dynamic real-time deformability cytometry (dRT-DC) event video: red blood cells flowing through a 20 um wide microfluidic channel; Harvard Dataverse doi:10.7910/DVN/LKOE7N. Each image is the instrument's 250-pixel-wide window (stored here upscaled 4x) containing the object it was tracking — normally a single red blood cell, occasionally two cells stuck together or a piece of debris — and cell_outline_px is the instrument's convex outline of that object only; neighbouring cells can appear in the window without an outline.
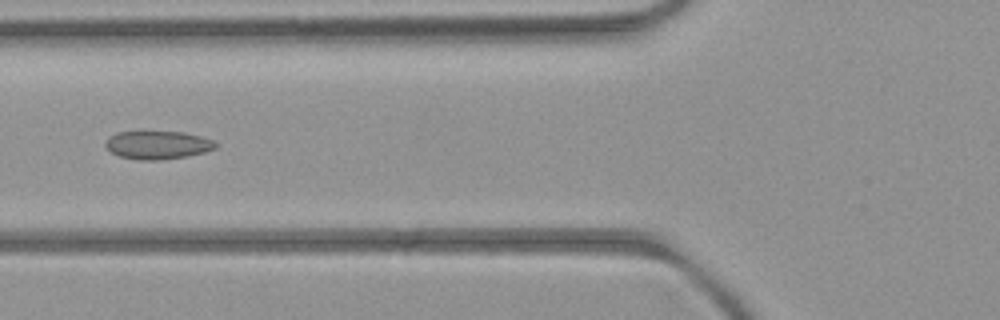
{"species": "common noctule bat (a hibernating species)", "species_latin": "Nyctalus noctula", "temperature_condition": "room temperature", "stored_images_in_passage": 7, "camera_frame_rate_fps": 3000, "um_per_image_px": 0.085, "animal": {"sex": "female", "body_mass_g": 21.9}, "frame": {"image": 1, "passage_image": 6, "time_ms": 6.0, "image_size_px": [1000, 320], "cell_outline_px": [[220, 144], [216, 148], [204, 152], [188, 156], [160, 160], [140, 160], [120, 156], [112, 152], [104, 144], [116, 132], [184, 132], [216, 140]], "centroid_in_image_um": [13.49, 12.33], "position_along_channel_um": 112.3, "area_um2": 18.03}}
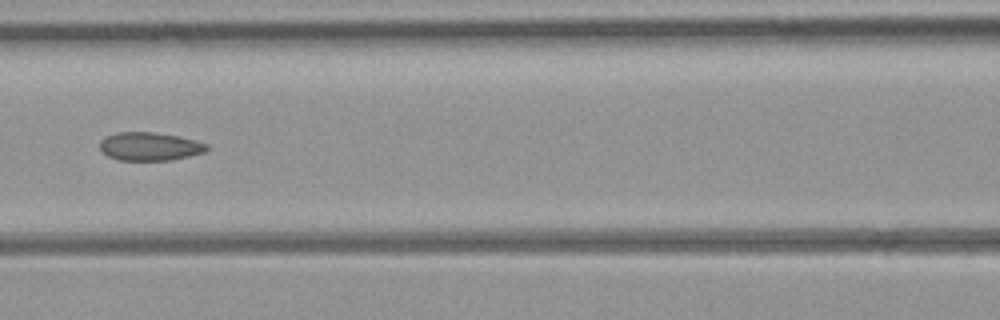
{"frame": {"image": 2, "passage_image": 7, "time_ms": 7.0, "image_size_px": [1000, 320], "cell_outline_px": [[208, 148], [204, 152], [172, 160], [120, 160], [108, 156], [100, 148], [100, 140], [104, 136], [116, 132], [152, 132], [176, 136], [196, 140], [208, 144]], "centroid_in_image_um": [12.71, 12.44], "position_along_channel_um": 153.9, "area_um2": 17.57}}